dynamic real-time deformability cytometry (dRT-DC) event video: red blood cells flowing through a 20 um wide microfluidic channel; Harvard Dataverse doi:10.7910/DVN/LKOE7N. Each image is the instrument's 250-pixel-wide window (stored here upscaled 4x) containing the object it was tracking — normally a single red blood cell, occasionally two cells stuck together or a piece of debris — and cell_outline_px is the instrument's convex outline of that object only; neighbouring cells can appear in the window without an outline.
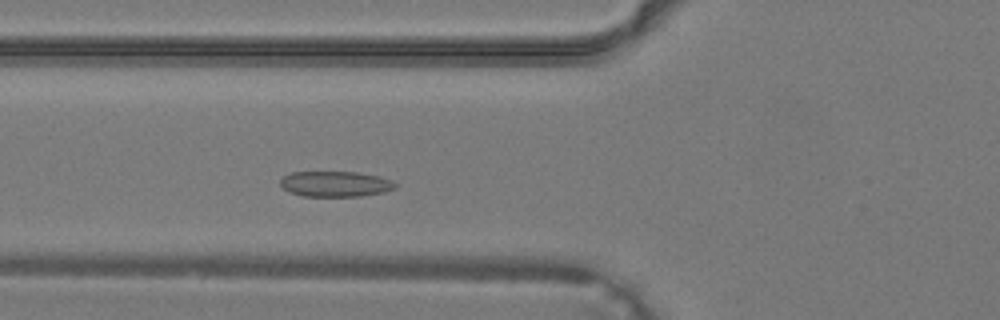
{"species": "common noctule bat (a hibernating species)", "species_latin": "Nyctalus noctula", "temperature_condition": "warm", "stored_images_in_passage": 32, "camera_frame_rate_fps": 3000, "um_per_image_px": 0.085, "animal": {"sex": "male", "body_mass_g": 19.2, "forearm_length_mm": 51.8}, "frame": {"image": 1, "passage_image": 7, "time_ms": 2.0, "image_size_px": [1000, 320], "cell_outline_px": [[396, 188], [384, 192], [360, 196], [300, 196], [288, 192], [280, 184], [280, 180], [284, 176], [292, 172], [356, 172], [380, 176], [392, 180], [396, 184]], "centroid_in_image_um": [28.51, 15.64], "position_along_channel_um": 97.3, "area_um2": 17.17}}
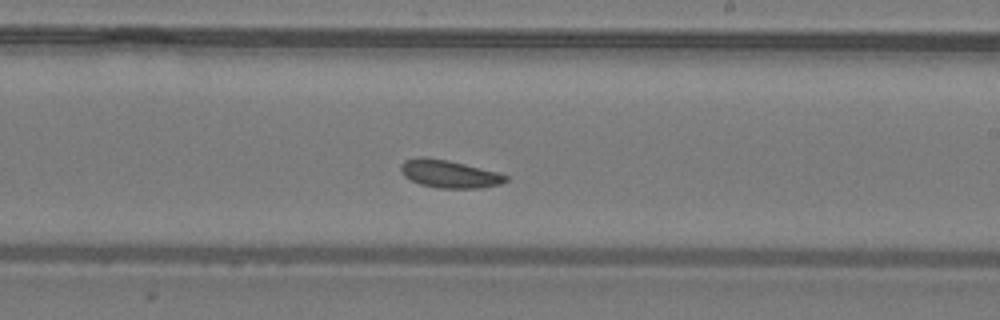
{"frame": {"image": 2, "passage_image": 16, "time_ms": 5.0, "image_size_px": [1000, 320], "cell_outline_px": [[508, 180], [500, 184], [480, 188], [440, 188], [420, 184], [404, 176], [400, 172], [400, 164], [404, 160], [416, 156], [424, 156], [448, 160], [500, 172], [508, 176]], "centroid_in_image_um": [38.17, 14.76], "position_along_channel_um": 250.8, "area_um2": 17.22}}
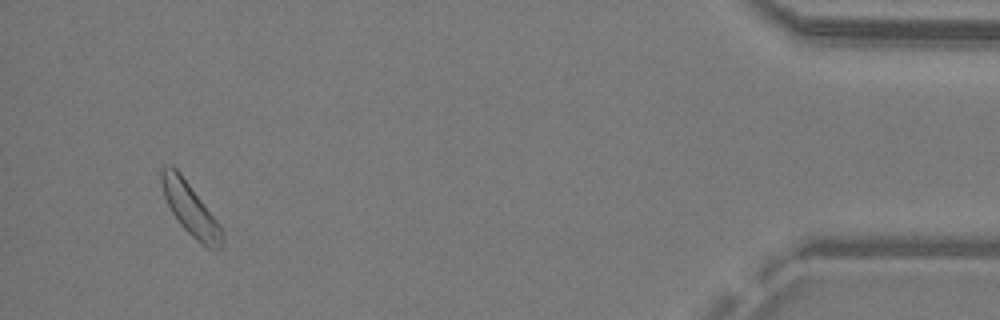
{"frame": {"image": 3, "passage_image": 30, "time_ms": 9.667, "image_size_px": [1000, 320], "cell_outline_px": [[224, 244], [220, 248], [208, 248], [196, 240], [176, 220], [164, 196], [160, 180], [160, 168], [176, 168], [180, 172], [204, 204], [220, 228]], "centroid_in_image_um": [16.14, 17.77], "position_along_channel_um": 419.1, "area_um2": 17.74}}